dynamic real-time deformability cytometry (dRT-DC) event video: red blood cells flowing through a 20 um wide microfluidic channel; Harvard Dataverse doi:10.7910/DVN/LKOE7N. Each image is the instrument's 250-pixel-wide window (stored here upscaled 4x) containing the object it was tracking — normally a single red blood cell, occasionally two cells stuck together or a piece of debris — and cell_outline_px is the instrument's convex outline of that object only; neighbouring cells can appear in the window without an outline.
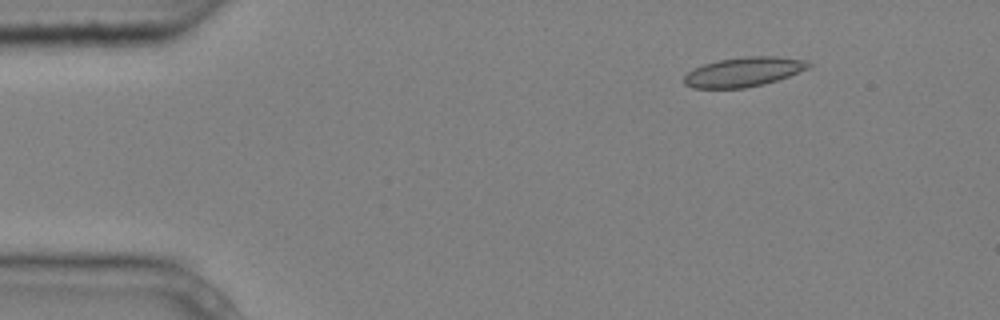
{"species": "common noctule bat (a hibernating species)", "species_latin": "Nyctalus noctula", "temperature_condition": "cold", "stored_images_in_passage": 8, "camera_frame_rate_fps": 3000, "um_per_image_px": 0.085, "animal": {"sex": "male", "body_mass_g": 20.4}, "frame": {"image": 1, "passage_image": 2, "time_ms": 0.333, "image_size_px": [1000, 320], "cell_outline_px": [[812, 64], [808, 68], [788, 76], [764, 84], [744, 88], [692, 88], [684, 84], [684, 76], [688, 72], [704, 64], [720, 60], [744, 56], [776, 56], [808, 60]], "centroid_in_image_um": [63.22, 6.11], "position_along_channel_um": 21.8, "area_um2": 21.27}}
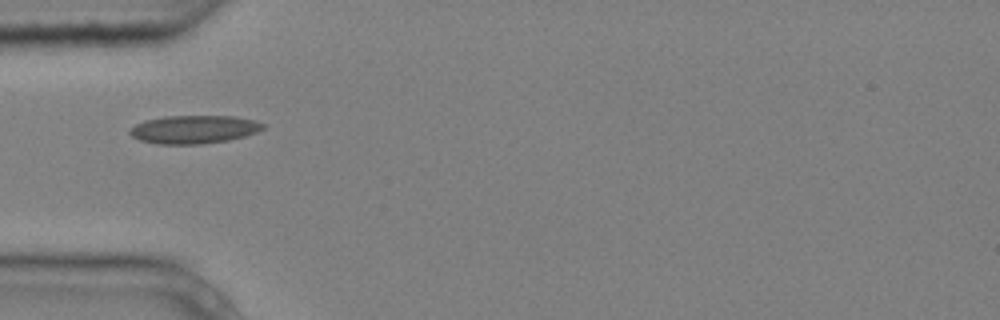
{"frame": {"image": 2, "passage_image": 5, "time_ms": 1.333, "image_size_px": [1000, 320], "cell_outline_px": [[264, 128], [256, 132], [244, 136], [228, 140], [200, 144], [156, 144], [140, 140], [132, 136], [128, 132], [136, 124], [144, 120], [164, 116], [236, 116], [256, 120], [264, 124]], "centroid_in_image_um": [16.48, 10.99], "position_along_channel_um": 68.5, "area_um2": 21.91}}
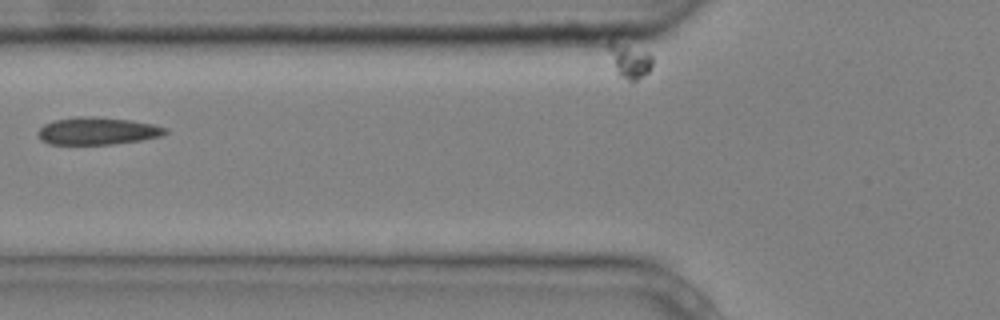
{"frame": {"image": 3, "passage_image": 6, "time_ms": 1.667, "image_size_px": [1000, 320], "cell_outline_px": [[168, 132], [164, 136], [116, 144], [48, 144], [40, 140], [36, 132], [44, 124], [56, 120], [76, 116], [96, 116], [132, 120], [152, 124], [168, 128]], "centroid_in_image_um": [8.29, 11.13], "position_along_channel_um": 117.5, "area_um2": 20.63}}